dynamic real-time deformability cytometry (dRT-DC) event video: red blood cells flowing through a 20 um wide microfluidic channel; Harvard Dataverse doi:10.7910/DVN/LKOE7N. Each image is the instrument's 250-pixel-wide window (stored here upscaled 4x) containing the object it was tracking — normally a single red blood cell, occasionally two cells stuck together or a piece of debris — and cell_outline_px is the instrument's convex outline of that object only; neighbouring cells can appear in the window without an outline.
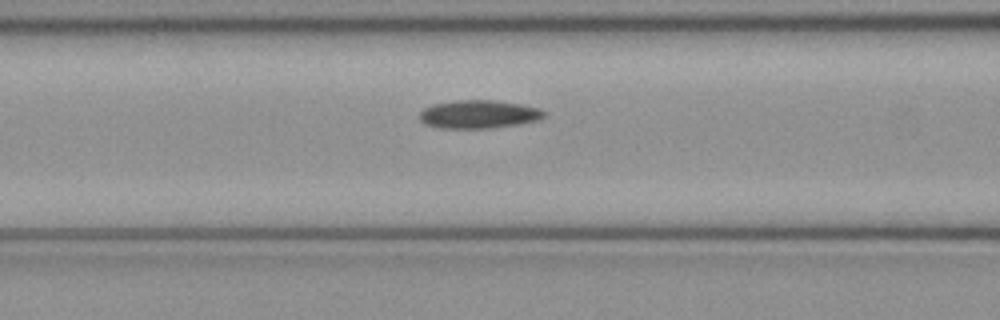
{"species": "common noctule bat (a hibernating species)", "species_latin": "Nyctalus noctula", "temperature_condition": "cold", "stored_images_in_passage": 25, "camera_frame_rate_fps": 3000, "um_per_image_px": 0.085, "animal": {"sex": "female", "body_mass_g": 21.9}, "frame": {"image": 1, "passage_image": 6, "time_ms": 1.667, "image_size_px": [1000, 320], "cell_outline_px": [[548, 116], [536, 120], [520, 124], [492, 128], [436, 128], [424, 124], [420, 120], [420, 112], [424, 108], [432, 104], [456, 100], [496, 100], [520, 104], [540, 108], [548, 112]], "centroid_in_image_um": [40.71, 9.71], "position_along_channel_um": 125.9, "area_um2": 20.81}}
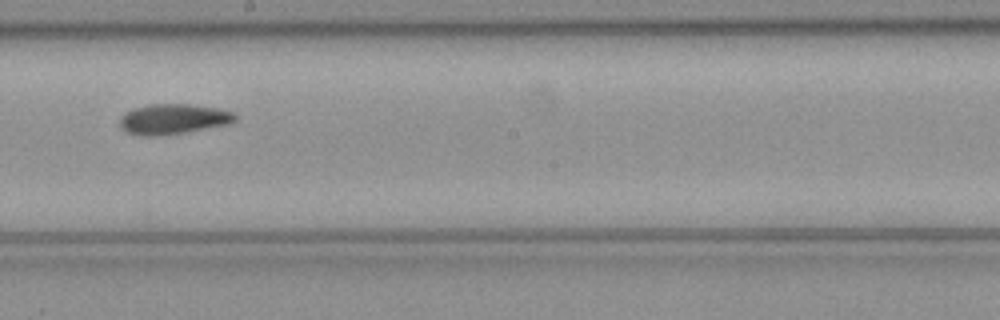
{"frame": {"image": 2, "passage_image": 14, "time_ms": 4.333, "image_size_px": [1000, 320], "cell_outline_px": [[236, 120], [228, 124], [184, 132], [160, 136], [140, 136], [128, 132], [120, 128], [120, 116], [132, 108], [152, 104], [188, 104], [216, 108], [232, 112], [236, 116]], "centroid_in_image_um": [14.67, 10.12], "position_along_channel_um": 233.5, "area_um2": 20.23}}
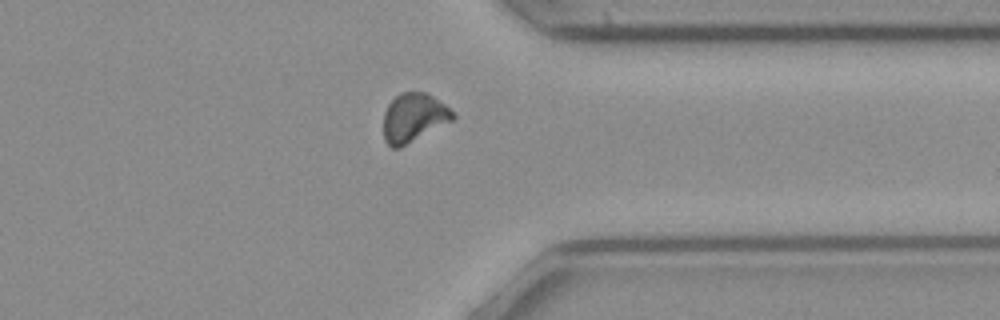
{"frame": {"image": 3, "passage_image": 25, "time_ms": 8.0, "image_size_px": [1000, 320], "cell_outline_px": [[456, 120], [400, 148], [392, 148], [384, 140], [384, 112], [388, 104], [400, 92], [428, 92], [444, 104], [456, 116]], "centroid_in_image_um": [35.19, 10.01], "position_along_channel_um": 376.2, "area_um2": 20.0}, "authors_computed_cell_mechanics": {"area_um2": 19.9988, "velocity_mm_per_s": 4.0258, "shape_relaxation_time_tau1_ms": null, "shape_relaxation_time_tau2_ms": 10.6152, "deformation_change_tau1": null, "deformation_change_tau2": 0.1503}}